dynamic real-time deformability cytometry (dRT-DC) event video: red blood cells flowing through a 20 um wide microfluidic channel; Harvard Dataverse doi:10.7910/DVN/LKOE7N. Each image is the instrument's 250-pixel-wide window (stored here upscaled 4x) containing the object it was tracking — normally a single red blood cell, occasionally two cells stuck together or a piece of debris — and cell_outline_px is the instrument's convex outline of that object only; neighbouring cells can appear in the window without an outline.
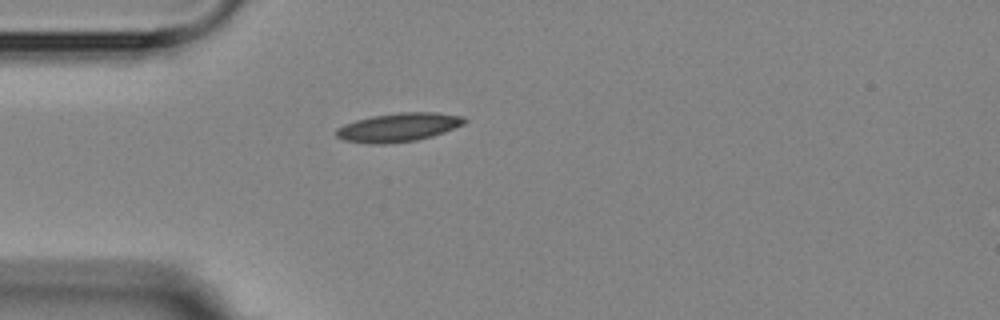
{"species": "Egyptian fruit bat (a non-hibernating species)", "species_latin": "Rousettus aegyptiacus", "temperature_condition": "room temperature", "stored_images_in_passage": 1, "camera_frame_rate_fps": 3000, "um_per_image_px": 0.085, "animal": {"sex": "female"}, "frame": {"image": 1, "passage_image": 1, "time_ms": 0.0, "image_size_px": [1000, 320], "cell_outline_px": [[468, 120], [464, 124], [444, 132], [432, 136], [416, 140], [388, 144], [368, 144], [344, 140], [336, 136], [336, 128], [344, 124], [356, 120], [372, 116], [400, 112], [436, 112], [464, 116]], "centroid_in_image_um": [33.88, 10.82], "position_along_channel_um": 51.1, "area_um2": 21.56}}